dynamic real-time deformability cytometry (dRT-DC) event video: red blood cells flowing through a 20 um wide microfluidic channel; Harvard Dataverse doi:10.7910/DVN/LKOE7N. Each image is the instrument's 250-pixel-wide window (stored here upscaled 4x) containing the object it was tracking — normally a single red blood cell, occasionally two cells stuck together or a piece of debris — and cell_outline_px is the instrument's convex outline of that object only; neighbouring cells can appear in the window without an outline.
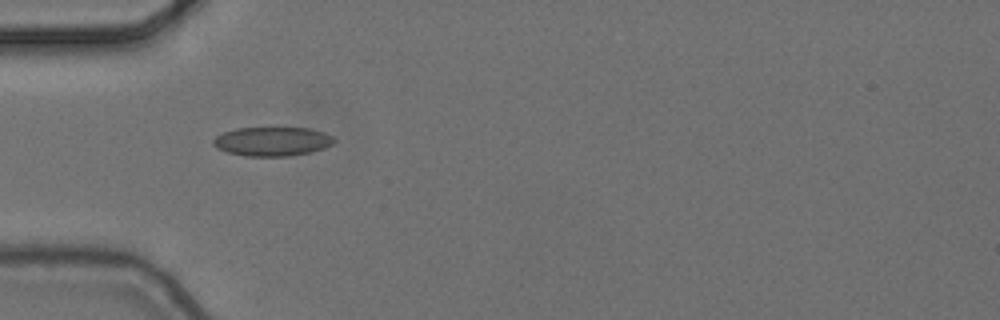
{"species": "common noctule bat (a hibernating species)", "species_latin": "Nyctalus noctula", "temperature_condition": "cold", "stored_images_in_passage": 4, "camera_frame_rate_fps": 3000, "um_per_image_px": 0.085, "animal": {"sex": "female", "body_mass_g": 24.6, "forearm_length_mm": 56.2}, "frame": {"image": 1, "passage_image": 1, "time_ms": 0.0, "image_size_px": [1000, 320], "cell_outline_px": [[336, 140], [332, 144], [324, 148], [308, 152], [288, 156], [244, 156], [228, 152], [216, 148], [212, 144], [212, 140], [216, 136], [224, 132], [236, 128], [276, 124], [308, 128], [324, 132], [332, 136]], "centroid_in_image_um": [23.12, 11.96], "position_along_channel_um": 61.9, "area_um2": 21.44}}
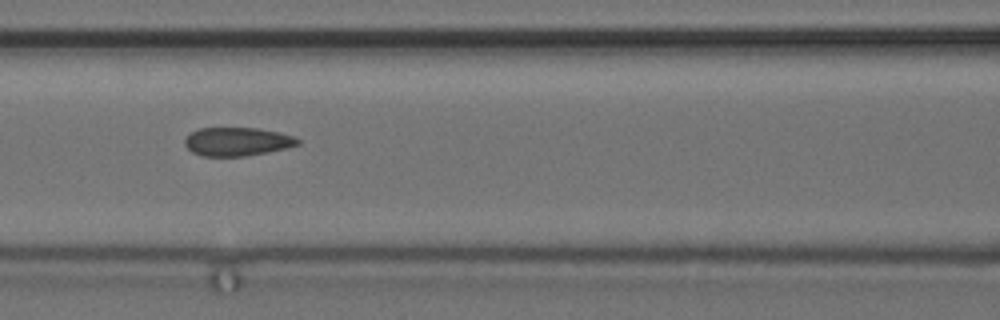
{"frame": {"image": 2, "passage_image": 3, "time_ms": 0.667, "image_size_px": [1000, 320], "cell_outline_px": [[300, 144], [288, 148], [268, 152], [244, 156], [200, 156], [192, 152], [184, 144], [184, 140], [192, 132], [200, 128], [256, 128], [280, 132], [296, 136], [300, 140]], "centroid_in_image_um": [20.2, 12.04], "position_along_channel_um": 146.4, "area_um2": 18.9}}
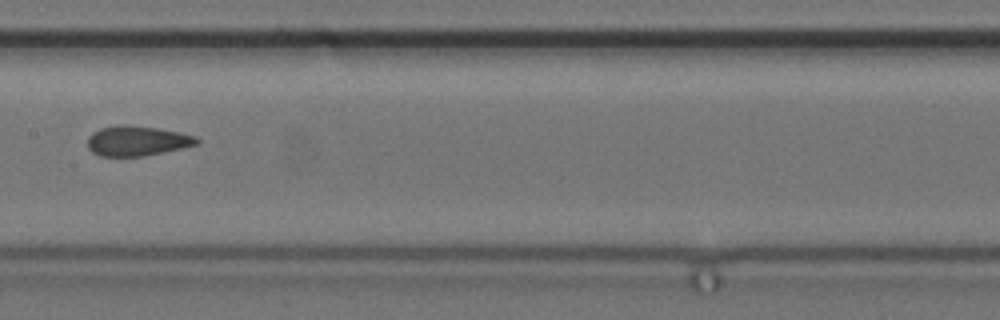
{"frame": {"image": 3, "passage_image": 4, "time_ms": 1.0, "image_size_px": [1000, 320], "cell_outline_px": [[200, 144], [164, 152], [144, 156], [100, 156], [92, 152], [88, 148], [88, 136], [92, 132], [100, 128], [120, 124], [124, 124], [156, 128], [180, 132], [196, 136], [200, 140]], "centroid_in_image_um": [11.66, 11.97], "position_along_channel_um": 195.7, "area_um2": 19.25}}